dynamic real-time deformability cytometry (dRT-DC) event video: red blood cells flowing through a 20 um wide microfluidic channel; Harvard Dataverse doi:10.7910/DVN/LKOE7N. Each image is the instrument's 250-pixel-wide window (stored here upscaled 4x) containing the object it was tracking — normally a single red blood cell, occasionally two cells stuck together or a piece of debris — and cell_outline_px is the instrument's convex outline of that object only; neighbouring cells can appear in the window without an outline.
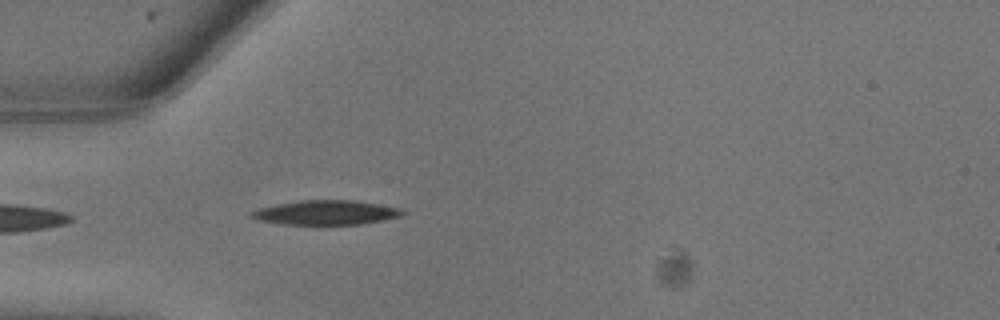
{"species": "common noctule bat (a hibernating species)", "species_latin": "Nyctalus noctula", "temperature_condition": "warm", "stored_images_in_passage": 2, "camera_frame_rate_fps": 3000, "um_per_image_px": 0.085, "animal": {"sex": "male", "body_mass_g": 13.3}, "frame": {"image": 1, "passage_image": 2, "time_ms": 0.333, "image_size_px": [1000, 320], "cell_outline_px": [[404, 216], [364, 224], [280, 224], [256, 220], [248, 216], [248, 212], [260, 208], [276, 204], [300, 200], [352, 200], [400, 208], [404, 212]], "centroid_in_image_um": [27.66, 18.07], "position_along_channel_um": 57.3, "area_um2": 21.62}}